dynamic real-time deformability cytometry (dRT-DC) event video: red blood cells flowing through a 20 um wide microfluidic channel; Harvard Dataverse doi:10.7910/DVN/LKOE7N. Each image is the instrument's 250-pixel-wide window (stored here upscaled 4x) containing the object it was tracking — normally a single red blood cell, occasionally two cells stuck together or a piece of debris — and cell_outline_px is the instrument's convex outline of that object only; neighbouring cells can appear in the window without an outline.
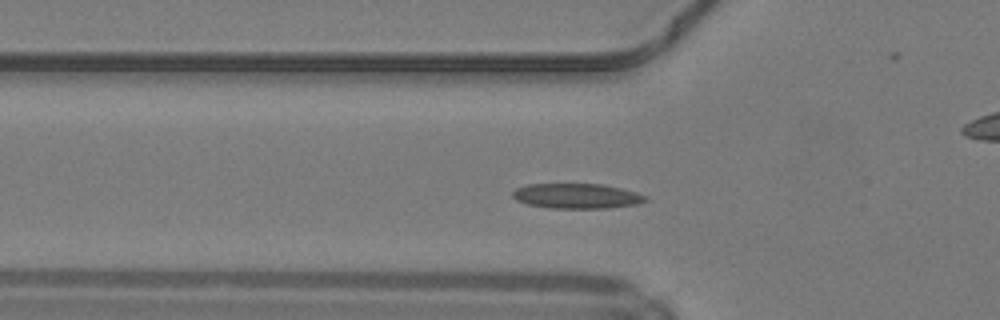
{"species": "common noctule bat (a hibernating species)", "species_latin": "Nyctalus noctula", "temperature_condition": "warm", "stored_images_in_passage": 44, "camera_frame_rate_fps": 3000, "um_per_image_px": 0.085, "animal": {"sex": "male", "body_mass_g": 19.2, "forearm_length_mm": 51.8}, "frame": {"image": 1, "passage_image": 11, "time_ms": 3.333, "image_size_px": [1000, 320], "cell_outline_px": [[648, 200], [636, 204], [608, 208], [548, 208], [528, 204], [516, 200], [512, 196], [512, 192], [516, 188], [528, 184], [600, 184], [620, 188], [636, 192], [644, 196]], "centroid_in_image_um": [48.98, 16.66], "position_along_channel_um": 76.8, "area_um2": 19.25}}
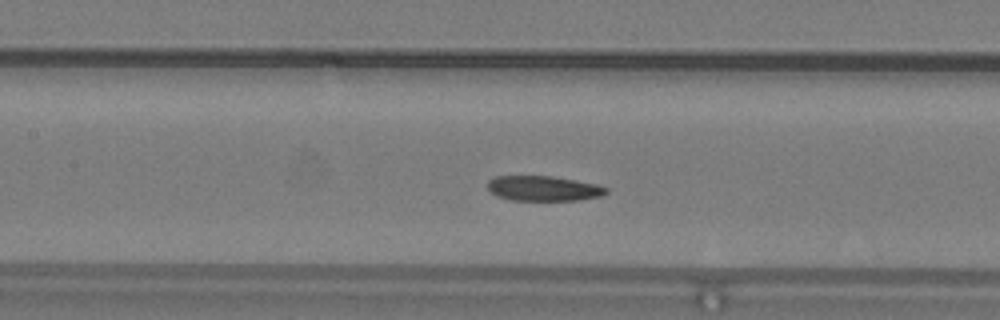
{"frame": {"image": 2, "passage_image": 17, "time_ms": 5.333, "image_size_px": [1000, 320], "cell_outline_px": [[608, 192], [600, 196], [580, 200], [512, 200], [496, 196], [488, 188], [488, 180], [496, 176], [552, 176], [576, 180], [596, 184], [608, 188]], "centroid_in_image_um": [46.2, 16.01], "position_along_channel_um": 161.2, "area_um2": 17.28}}
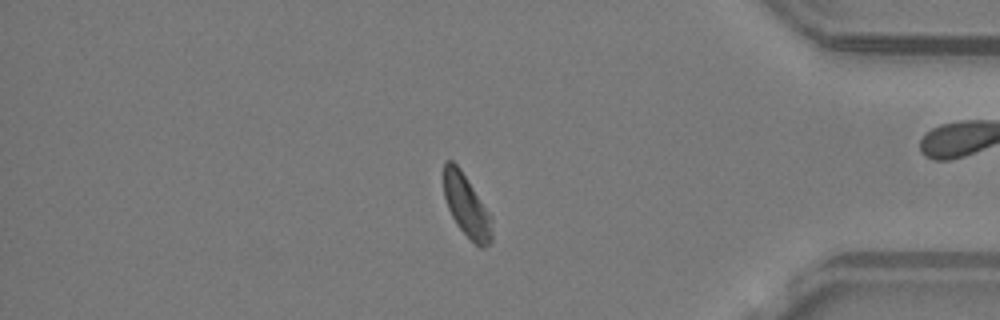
{"frame": {"image": 3, "passage_image": 36, "time_ms": 11.667, "image_size_px": [1000, 320], "cell_outline_px": [[492, 240], [484, 248], [480, 248], [456, 224], [448, 208], [444, 196], [444, 160], [452, 160], [460, 168], [492, 216]], "centroid_in_image_um": [39.67, 17.49], "position_along_channel_um": 395.5, "area_um2": 17.4}, "authors_computed_cell_mechanics": {"area_um2": 18.5538, "velocity_mm_per_s": 4.1704, "shape_relaxation_time_tau1_ms": 4.9092, "shape_relaxation_time_tau2_ms": 4.4811, "deformation_change_tau1": 0.1189, "deformation_change_tau2": 0.1215}}